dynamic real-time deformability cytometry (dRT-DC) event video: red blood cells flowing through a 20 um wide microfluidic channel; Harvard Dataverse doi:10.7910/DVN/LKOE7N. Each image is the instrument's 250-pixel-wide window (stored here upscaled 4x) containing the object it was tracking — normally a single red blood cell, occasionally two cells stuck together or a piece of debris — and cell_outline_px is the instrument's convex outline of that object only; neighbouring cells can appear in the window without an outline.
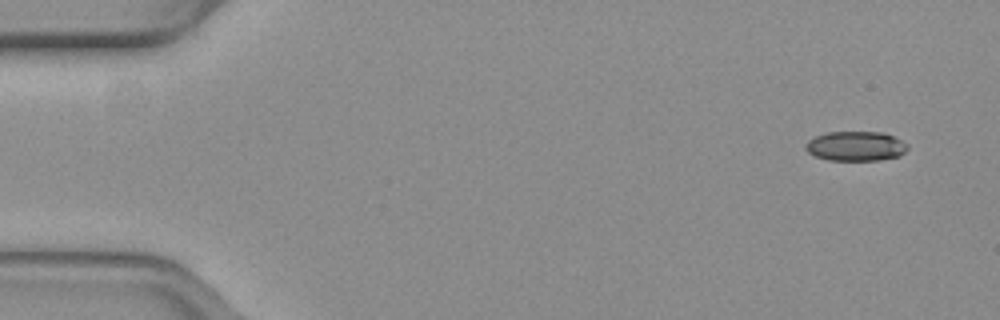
{"species": "common noctule bat (a hibernating species)", "species_latin": "Nyctalus noctula", "temperature_condition": "warm", "stored_images_in_passage": 13, "camera_frame_rate_fps": 3000, "um_per_image_px": 0.085, "animal": {"sex": "female", "body_mass_g": 19.3, "forearm_length_mm": 54.1}, "frame": {"image": 1, "passage_image": 3, "time_ms": 0.667, "image_size_px": [1000, 320], "cell_outline_px": [[908, 148], [900, 156], [880, 160], [828, 160], [816, 156], [808, 152], [804, 148], [804, 144], [808, 140], [816, 136], [828, 132], [884, 132], [908, 144]], "centroid_in_image_um": [72.73, 12.42], "position_along_channel_um": 12.3, "area_um2": 17.63}}